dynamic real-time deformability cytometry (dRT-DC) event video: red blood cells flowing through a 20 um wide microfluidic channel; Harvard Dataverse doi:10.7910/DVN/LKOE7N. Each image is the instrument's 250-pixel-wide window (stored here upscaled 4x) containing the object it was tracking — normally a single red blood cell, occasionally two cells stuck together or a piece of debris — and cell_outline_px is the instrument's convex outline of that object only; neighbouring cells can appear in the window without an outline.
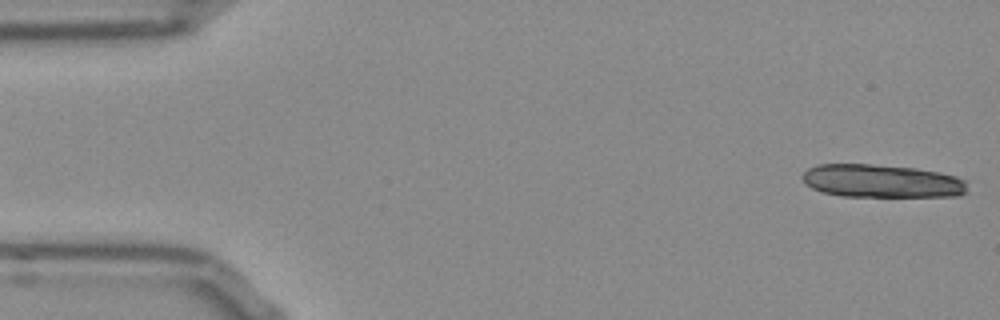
{"species": "Egyptian fruit bat (a non-hibernating species)", "species_latin": "Rousettus aegyptiacus", "temperature_condition": "room temperature", "stored_images_in_passage": 14, "camera_frame_rate_fps": 3000, "um_per_image_px": 0.085, "frame": {"image": 1, "passage_image": 1, "time_ms": 0.0, "image_size_px": [1000, 320], "cell_outline_px": [[968, 192], [960, 196], [844, 196], [824, 192], [812, 188], [804, 184], [800, 176], [808, 168], [820, 164], [872, 164], [916, 168], [940, 172], [956, 176], [964, 180], [968, 188]], "centroid_in_image_um": [74.96, 15.38], "position_along_channel_um": 10.0, "area_um2": 32.02}}